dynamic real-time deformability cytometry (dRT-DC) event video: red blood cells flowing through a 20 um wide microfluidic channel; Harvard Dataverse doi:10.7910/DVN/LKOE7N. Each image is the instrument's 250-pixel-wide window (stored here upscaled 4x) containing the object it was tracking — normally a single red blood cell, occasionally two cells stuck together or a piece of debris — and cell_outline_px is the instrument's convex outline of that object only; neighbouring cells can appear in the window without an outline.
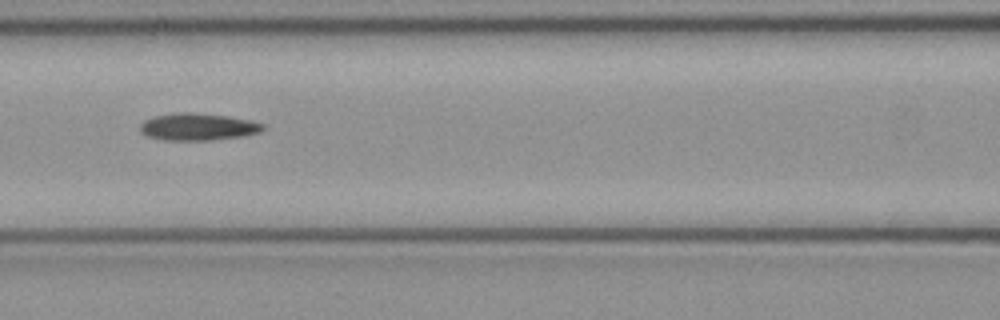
{"species": "common noctule bat (a hibernating species)", "species_latin": "Nyctalus noctula", "temperature_condition": "cold", "stored_images_in_passage": 6, "camera_frame_rate_fps": 3000, "um_per_image_px": 0.085, "animal": {"sex": "female", "body_mass_g": 21.9}, "frame": {"image": 1, "passage_image": 6, "time_ms": 1.667, "image_size_px": [1000, 320], "cell_outline_px": [[264, 128], [260, 132], [244, 136], [212, 140], [164, 140], [148, 136], [140, 132], [140, 124], [144, 120], [156, 116], [180, 112], [188, 112], [228, 116], [248, 120], [264, 124]], "centroid_in_image_um": [16.82, 10.78], "position_along_channel_um": 149.8, "area_um2": 19.31}}